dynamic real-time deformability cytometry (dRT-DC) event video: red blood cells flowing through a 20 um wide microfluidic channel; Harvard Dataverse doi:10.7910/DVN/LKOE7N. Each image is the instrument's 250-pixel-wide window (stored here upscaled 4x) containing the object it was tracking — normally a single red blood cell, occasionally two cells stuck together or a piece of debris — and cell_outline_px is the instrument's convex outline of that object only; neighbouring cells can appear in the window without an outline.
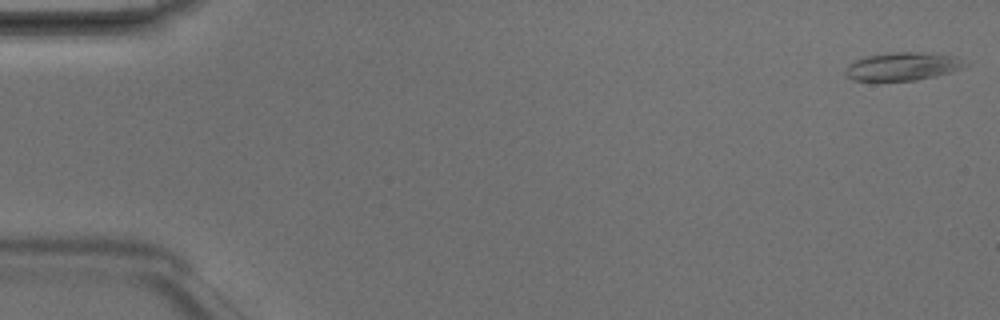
{"species": "Egyptian fruit bat (a non-hibernating species)", "species_latin": "Rousettus aegyptiacus", "temperature_condition": "room temperature", "stored_images_in_passage": 4, "camera_frame_rate_fps": 3000, "um_per_image_px": 0.085, "animal": {"sex": "male"}, "frame": {"image": 1, "passage_image": 1, "time_ms": 0.0, "image_size_px": [1000, 320], "cell_outline_px": [[968, 64], [960, 68], [948, 72], [916, 80], [852, 80], [844, 72], [844, 68], [848, 64], [856, 60], [868, 56], [884, 52], [928, 52], [956, 56]], "centroid_in_image_um": [76.69, 5.62], "position_along_channel_um": 8.3, "area_um2": 19.42}}
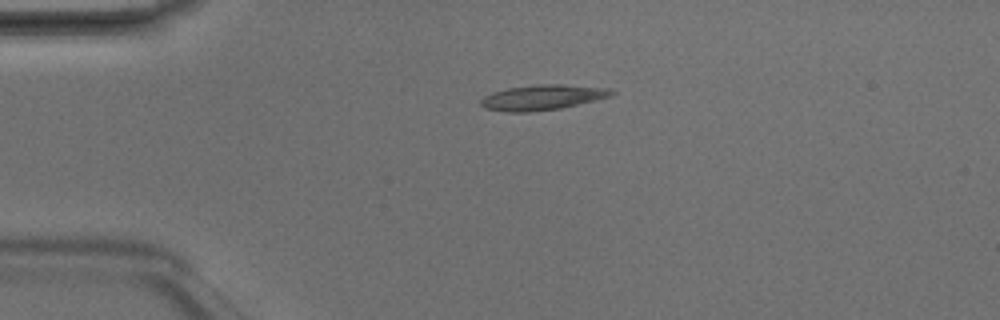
{"frame": {"image": 2, "passage_image": 4, "time_ms": 1.0, "image_size_px": [1000, 320], "cell_outline_px": [[616, 92], [612, 96], [560, 108], [528, 112], [508, 112], [484, 108], [480, 104], [480, 100], [484, 96], [492, 92], [508, 88], [540, 84], [560, 84], [608, 88]], "centroid_in_image_um": [46.09, 8.28], "position_along_channel_um": 38.9, "area_um2": 19.07}}